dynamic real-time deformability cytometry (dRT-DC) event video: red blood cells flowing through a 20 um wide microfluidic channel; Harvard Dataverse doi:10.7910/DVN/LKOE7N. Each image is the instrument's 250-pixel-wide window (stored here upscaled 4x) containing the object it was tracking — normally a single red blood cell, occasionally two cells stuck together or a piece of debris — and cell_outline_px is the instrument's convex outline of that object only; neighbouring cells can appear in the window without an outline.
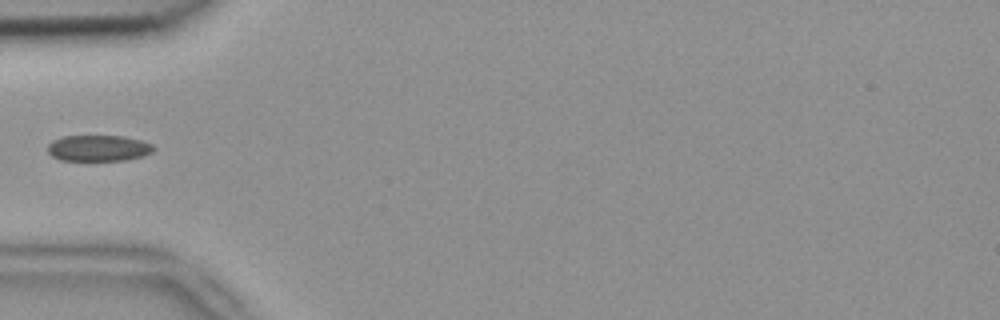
{"species": "common noctule bat (a hibernating species)", "species_latin": "Nyctalus noctula", "temperature_condition": "room temperature", "stored_images_in_passage": 5, "camera_frame_rate_fps": 3000, "um_per_image_px": 0.085, "animal": {"sex": "female", "body_mass_g": 18.4}, "frame": {"image": 1, "passage_image": 5, "time_ms": 1.333, "image_size_px": [1000, 320], "cell_outline_px": [[156, 148], [152, 152], [144, 156], [124, 160], [60, 160], [52, 156], [48, 152], [48, 144], [52, 140], [64, 136], [124, 136], [140, 140], [152, 144]], "centroid_in_image_um": [8.38, 12.59], "position_along_channel_um": 76.6, "area_um2": 16.13}}